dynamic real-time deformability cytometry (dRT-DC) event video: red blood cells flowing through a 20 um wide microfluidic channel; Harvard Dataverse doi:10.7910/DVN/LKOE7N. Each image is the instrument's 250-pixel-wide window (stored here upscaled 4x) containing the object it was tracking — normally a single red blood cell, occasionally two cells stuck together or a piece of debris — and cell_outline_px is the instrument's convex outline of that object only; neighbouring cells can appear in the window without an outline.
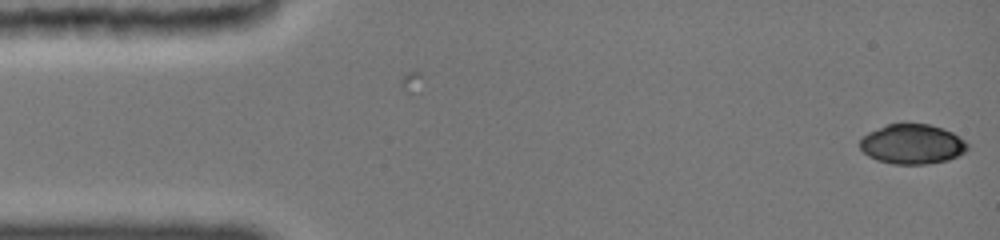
{"species": "common noctule bat (a hibernating species)", "species_latin": "Nyctalus noctula", "temperature_condition": "cold", "stored_images_in_passage": 8, "camera_frame_rate_fps": 3000, "um_per_image_px": 0.085, "animal": {"sex": "female", "body_mass_g": 19.0, "forearm_length_mm": 51.5}, "frame": {"image": 1, "passage_image": 8, "time_ms": 1.667, "image_size_px": [1000, 240], "cell_outline_px": [[968, 148], [964, 152], [948, 160], [928, 164], [892, 164], [876, 160], [868, 156], [860, 148], [860, 140], [864, 136], [888, 124], [928, 124], [952, 132], [964, 140], [968, 144]], "centroid_in_image_um": [77.55, 12.27], "position_along_channel_um": 7.5, "area_um2": 24.62}}